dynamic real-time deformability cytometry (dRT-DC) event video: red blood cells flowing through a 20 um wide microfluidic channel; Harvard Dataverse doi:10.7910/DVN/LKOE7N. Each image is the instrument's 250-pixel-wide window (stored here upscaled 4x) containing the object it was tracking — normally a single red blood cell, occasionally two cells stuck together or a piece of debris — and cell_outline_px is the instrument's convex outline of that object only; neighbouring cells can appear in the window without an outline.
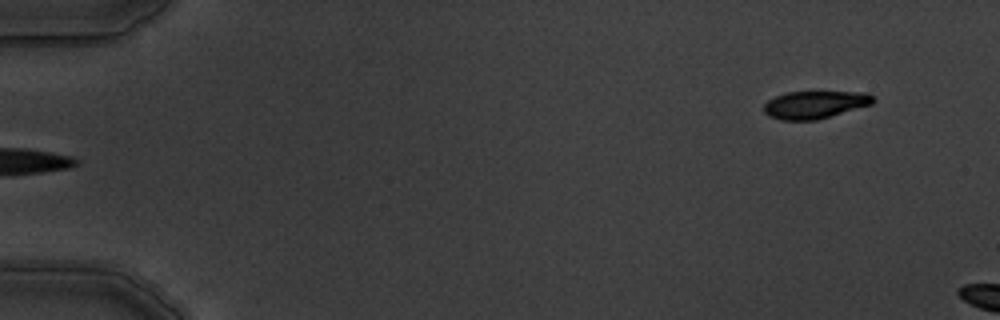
{"species": "common noctule bat (a hibernating species)", "species_latin": "Nyctalus noctula", "temperature_condition": "warm", "stored_images_in_passage": 6, "segment_of_instrument_passage": [2, 2], "camera_frame_rate_fps": 3000, "um_per_image_px": 0.085, "animal": {"sex": "male", "body_mass_g": 19.5, "forearm_length_mm": 54.6}, "frame": {"image": 1, "passage_image": 6, "time_ms": 6.0, "image_size_px": [1000, 320], "cell_outline_px": [[876, 100], [872, 104], [816, 120], [780, 120], [768, 116], [764, 112], [764, 104], [768, 100], [776, 96], [788, 92], [868, 92]], "centroid_in_image_um": [69.26, 8.9], "position_along_channel_um": 15.7, "area_um2": 17.51}}